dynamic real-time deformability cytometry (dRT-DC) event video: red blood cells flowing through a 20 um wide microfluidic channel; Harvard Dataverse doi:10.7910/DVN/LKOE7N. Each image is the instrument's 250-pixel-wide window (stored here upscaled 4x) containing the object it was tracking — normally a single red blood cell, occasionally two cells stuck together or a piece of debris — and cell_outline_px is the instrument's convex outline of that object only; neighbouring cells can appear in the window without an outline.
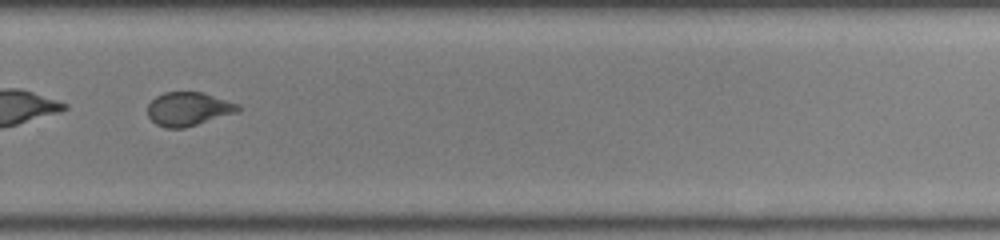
{"species": "common noctule bat (a hibernating species)", "species_latin": "Nyctalus noctula", "temperature_condition": "room temperature", "stored_images_in_passage": 31, "camera_frame_rate_fps": 3000, "um_per_image_px": 0.085, "animal": {"sex": "female", "body_mass_g": 22.0, "forearm_length_mm": 56.7}, "frame": {"image": 1, "passage_image": 18, "time_ms": 5.667, "image_size_px": [1000, 240], "cell_outline_px": [[240, 112], [184, 128], [164, 128], [156, 124], [148, 116], [148, 104], [156, 96], [164, 92], [204, 92], [240, 104]], "centroid_in_image_um": [16.05, 9.26], "position_along_channel_um": 313.8, "area_um2": 17.98}}